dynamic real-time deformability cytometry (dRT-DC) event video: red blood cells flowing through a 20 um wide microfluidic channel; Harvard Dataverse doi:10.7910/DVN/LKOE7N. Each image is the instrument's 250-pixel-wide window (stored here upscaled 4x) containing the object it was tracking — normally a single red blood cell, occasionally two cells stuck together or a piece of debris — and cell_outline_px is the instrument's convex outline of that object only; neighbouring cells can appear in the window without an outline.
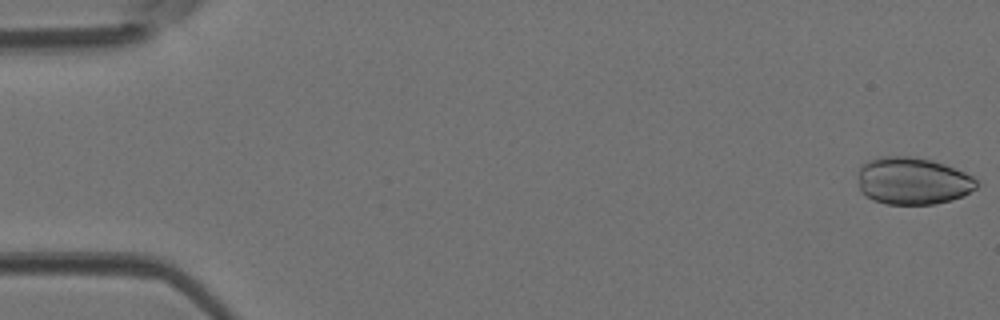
{"species": "Egyptian fruit bat (a non-hibernating species)", "species_latin": "Rousettus aegyptiacus", "temperature_condition": "room temperature", "stored_images_in_passage": 45, "camera_frame_rate_fps": 3000, "um_per_image_px": 0.085, "animal": {"sex": "female"}, "frame": {"image": 1, "passage_image": 1, "time_ms": 0.0, "image_size_px": [1000, 320], "cell_outline_px": [[976, 188], [964, 196], [952, 200], [936, 204], [888, 204], [872, 200], [864, 196], [860, 192], [856, 172], [868, 160], [880, 156], [908, 156], [932, 160], [944, 164], [964, 172], [972, 176], [976, 180]], "centroid_in_image_um": [77.54, 15.38], "position_along_channel_um": 7.5, "area_um2": 33.0}}
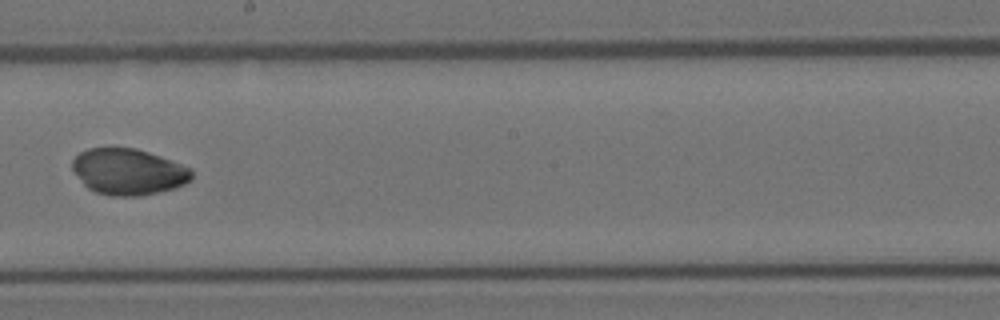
{"frame": {"image": 2, "passage_image": 26, "time_ms": 8.333, "image_size_px": [1000, 320], "cell_outline_px": [[192, 180], [176, 188], [140, 196], [108, 196], [96, 192], [88, 188], [72, 172], [72, 160], [80, 152], [88, 148], [136, 148], [148, 152], [192, 168]], "centroid_in_image_um": [10.9, 14.61], "position_along_channel_um": 237.3, "area_um2": 32.25}}
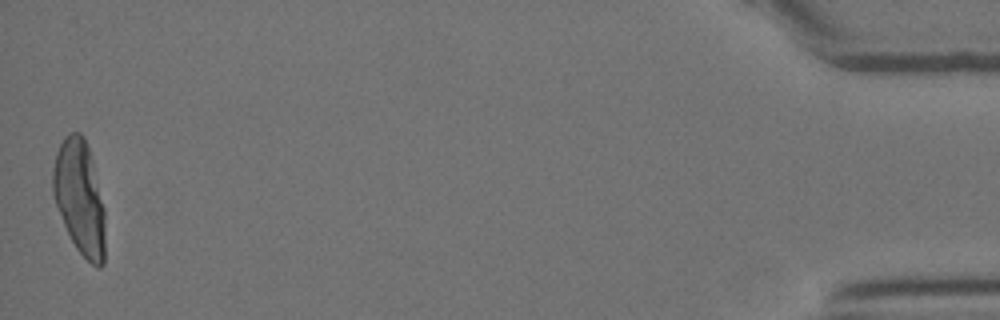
{"frame": {"image": 3, "passage_image": 45, "time_ms": 14.667, "image_size_px": [1000, 320], "cell_outline_px": [[104, 264], [100, 268], [96, 268], [76, 248], [64, 224], [56, 204], [52, 192], [52, 168], [56, 152], [64, 136], [72, 132], [80, 132], [84, 136], [92, 160], [104, 208]], "centroid_in_image_um": [6.76, 16.76], "position_along_channel_um": 428.4, "area_um2": 34.56}}